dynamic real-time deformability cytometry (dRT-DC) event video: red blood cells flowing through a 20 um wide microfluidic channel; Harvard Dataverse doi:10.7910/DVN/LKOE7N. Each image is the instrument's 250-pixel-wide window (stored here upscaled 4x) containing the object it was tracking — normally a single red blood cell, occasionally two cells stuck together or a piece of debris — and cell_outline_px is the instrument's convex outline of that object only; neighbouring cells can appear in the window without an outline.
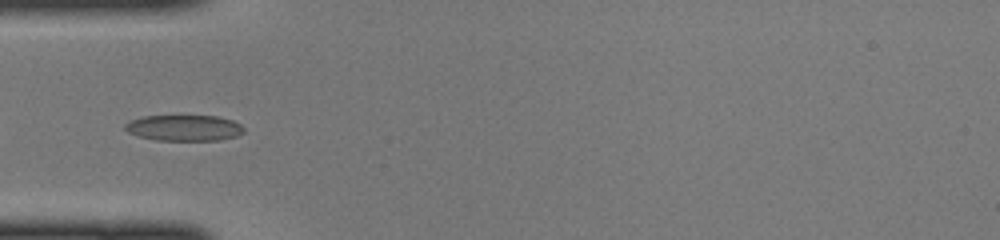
{"species": "common noctule bat (a hibernating species)", "species_latin": "Nyctalus noctula", "temperature_condition": "cold", "stored_images_in_passage": 7, "camera_frame_rate_fps": 3000, "um_per_image_px": 0.085, "animal": {"sex": "female", "body_mass_g": 22.0, "forearm_length_mm": 56.7}, "frame": {"image": 1, "passage_image": 5, "time_ms": 1.333, "image_size_px": [1000, 240], "cell_outline_px": [[244, 132], [236, 136], [220, 140], [156, 140], [140, 136], [128, 132], [124, 128], [124, 124], [132, 120], [144, 116], [216, 116], [232, 120], [240, 124], [244, 128]], "centroid_in_image_um": [15.66, 10.87], "position_along_channel_um": 69.3, "area_um2": 17.8}}